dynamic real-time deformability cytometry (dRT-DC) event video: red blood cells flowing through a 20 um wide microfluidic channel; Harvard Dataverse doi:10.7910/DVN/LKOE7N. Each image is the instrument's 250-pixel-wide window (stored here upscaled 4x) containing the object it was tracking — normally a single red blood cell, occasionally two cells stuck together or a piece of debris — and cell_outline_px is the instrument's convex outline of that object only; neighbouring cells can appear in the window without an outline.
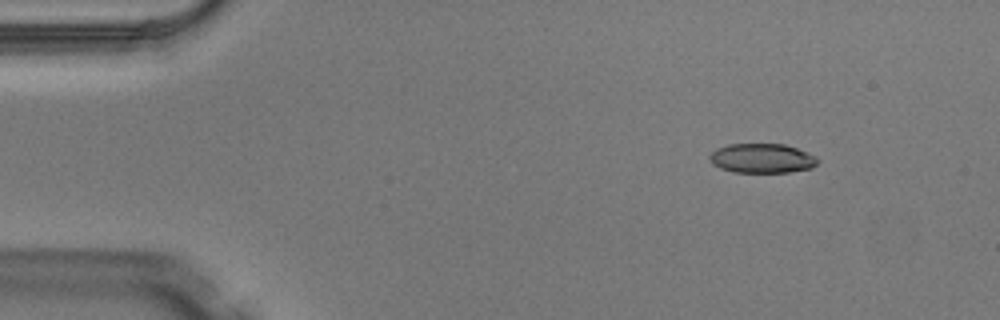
{"species": "Egyptian fruit bat (a non-hibernating species)", "species_latin": "Rousettus aegyptiacus", "temperature_condition": "warm", "stored_images_in_passage": 4, "camera_frame_rate_fps": 3000, "um_per_image_px": 0.085, "animal": {"sex": "male"}, "frame": {"image": 1, "passage_image": 2, "time_ms": 0.333, "image_size_px": [1000, 320], "cell_outline_px": [[820, 160], [812, 168], [788, 172], [732, 172], [720, 168], [712, 164], [708, 156], [716, 148], [728, 144], [784, 144], [808, 152], [816, 156]], "centroid_in_image_um": [64.76, 13.45], "position_along_channel_um": 20.2, "area_um2": 18.67}}